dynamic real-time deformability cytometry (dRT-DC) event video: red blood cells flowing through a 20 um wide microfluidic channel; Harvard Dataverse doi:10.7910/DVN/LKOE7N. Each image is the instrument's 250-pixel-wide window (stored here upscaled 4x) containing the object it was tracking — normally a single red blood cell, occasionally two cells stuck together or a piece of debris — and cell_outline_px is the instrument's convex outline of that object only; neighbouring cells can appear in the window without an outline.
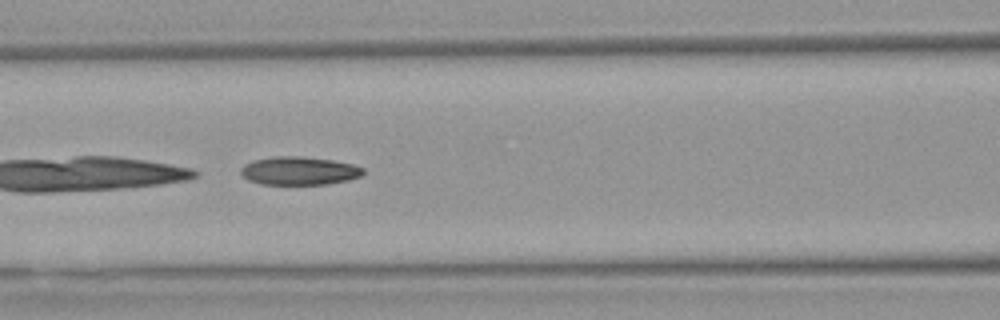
{"species": "Egyptian fruit bat (a non-hibernating species)", "species_latin": "Rousettus aegyptiacus", "temperature_condition": "warm", "stored_images_in_passage": 36, "camera_frame_rate_fps": 3000, "um_per_image_px": 0.085, "animal": {"sex": "female"}, "frame": {"image": 1, "passage_image": 6, "time_ms": 1.667, "image_size_px": [1000, 320], "cell_outline_px": [[364, 172], [360, 176], [348, 180], [328, 184], [260, 184], [248, 180], [240, 172], [240, 168], [244, 164], [256, 160], [272, 156], [304, 156], [332, 160], [352, 164], [364, 168]], "centroid_in_image_um": [25.42, 14.51], "position_along_channel_um": 141.2, "area_um2": 20.17}}
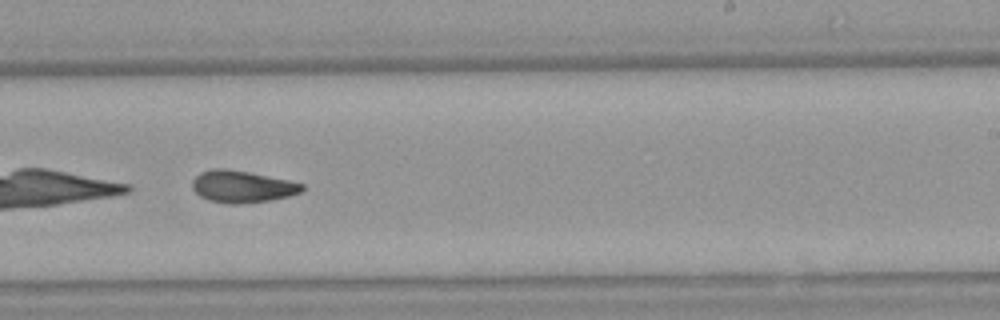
{"frame": {"image": 2, "passage_image": 16, "time_ms": 5.0, "image_size_px": [1000, 320], "cell_outline_px": [[304, 188], [300, 192], [288, 196], [272, 200], [236, 204], [228, 204], [208, 200], [200, 196], [192, 188], [192, 180], [200, 172], [212, 168], [228, 168], [288, 180], [304, 184]], "centroid_in_image_um": [20.55, 15.85], "position_along_channel_um": 268.5, "area_um2": 20.46}}